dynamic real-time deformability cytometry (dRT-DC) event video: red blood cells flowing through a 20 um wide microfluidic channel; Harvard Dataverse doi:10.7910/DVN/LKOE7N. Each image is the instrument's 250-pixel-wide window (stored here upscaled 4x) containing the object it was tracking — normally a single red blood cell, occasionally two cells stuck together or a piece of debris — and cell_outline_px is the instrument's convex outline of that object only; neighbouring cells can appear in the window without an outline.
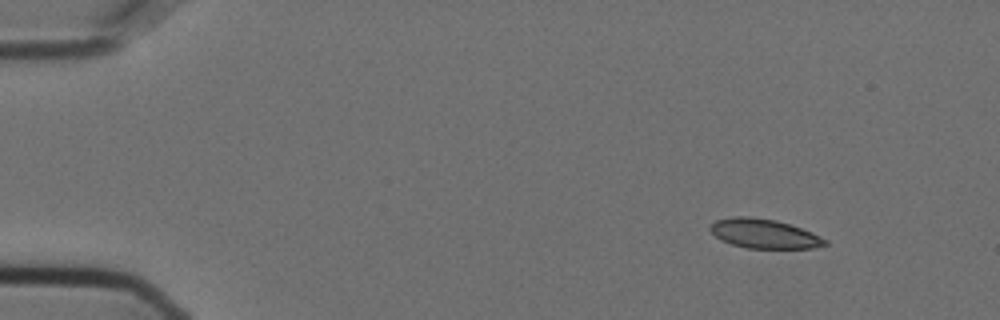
{"species": "Egyptian fruit bat (a non-hibernating species)", "species_latin": "Rousettus aegyptiacus", "temperature_condition": "cold", "stored_images_in_passage": 51, "camera_frame_rate_fps": 3000, "um_per_image_px": 0.085, "animal": {"sex": "female"}, "frame": {"image": 1, "passage_image": 1, "time_ms": 0.0, "image_size_px": [1000, 320], "cell_outline_px": [[828, 244], [812, 248], [748, 248], [732, 244], [720, 240], [708, 228], [716, 220], [732, 216], [748, 216], [776, 220], [800, 228], [820, 236], [828, 240]], "centroid_in_image_um": [64.93, 19.86], "position_along_channel_um": 20.1, "area_um2": 19.48}}
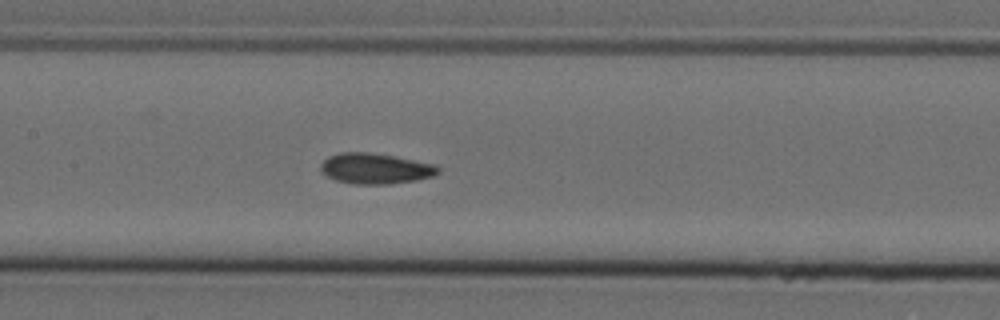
{"frame": {"image": 2, "passage_image": 22, "time_ms": 7.0, "image_size_px": [1000, 320], "cell_outline_px": [[440, 172], [432, 176], [416, 180], [392, 184], [352, 184], [336, 180], [328, 176], [320, 168], [320, 164], [328, 156], [340, 152], [368, 152], [392, 156], [436, 164], [440, 168]], "centroid_in_image_um": [31.92, 14.33], "position_along_channel_um": 175.5, "area_um2": 20.92}}
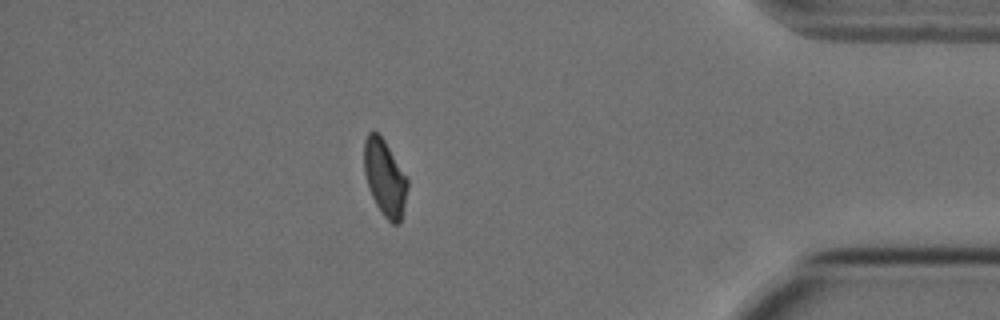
{"frame": {"image": 3, "passage_image": 44, "time_ms": 14.333, "image_size_px": [1000, 320], "cell_outline_px": [[408, 188], [400, 224], [392, 224], [384, 216], [376, 204], [372, 196], [364, 172], [364, 140], [368, 132], [376, 132], [384, 140], [408, 176]], "centroid_in_image_um": [32.73, 15.11], "position_along_channel_um": 402.5, "area_um2": 19.31}, "authors_computed_cell_mechanics": {"area_um2": 20.1144, "velocity_mm_per_s": 3.6091, "shape_relaxation_time_tau1_ms": null, "shape_relaxation_time_tau2_ms": 3.7529, "deformation_change_tau1": null, "deformation_change_tau2": 0.0835}}